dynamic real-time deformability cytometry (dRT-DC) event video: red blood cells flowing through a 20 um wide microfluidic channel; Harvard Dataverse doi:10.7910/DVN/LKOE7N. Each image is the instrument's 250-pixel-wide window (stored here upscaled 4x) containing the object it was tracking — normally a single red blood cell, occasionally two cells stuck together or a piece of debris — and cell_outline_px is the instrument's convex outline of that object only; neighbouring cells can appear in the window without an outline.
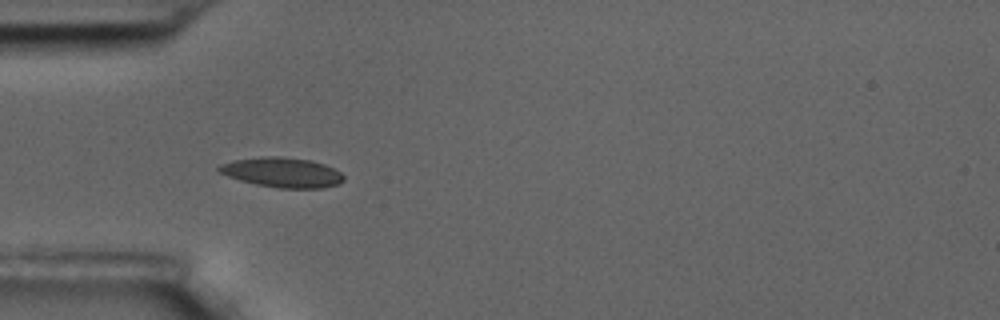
{"species": "common noctule bat (a hibernating species)", "species_latin": "Nyctalus noctula", "temperature_condition": "room temperature", "stored_images_in_passage": 15, "camera_frame_rate_fps": 3000, "um_per_image_px": 0.085, "animal": {"sex": "male", "body_mass_g": 17.5, "forearm_length_mm": 52.3}, "frame": {"image": 1, "passage_image": 5, "time_ms": 1.333, "image_size_px": [1000, 320], "cell_outline_px": [[344, 180], [340, 184], [320, 188], [276, 188], [256, 184], [240, 180], [228, 176], [220, 172], [216, 168], [220, 164], [232, 160], [260, 156], [280, 156], [312, 160], [324, 164], [340, 172], [344, 176]], "centroid_in_image_um": [23.98, 14.65], "position_along_channel_um": 61.0, "area_um2": 21.85}}